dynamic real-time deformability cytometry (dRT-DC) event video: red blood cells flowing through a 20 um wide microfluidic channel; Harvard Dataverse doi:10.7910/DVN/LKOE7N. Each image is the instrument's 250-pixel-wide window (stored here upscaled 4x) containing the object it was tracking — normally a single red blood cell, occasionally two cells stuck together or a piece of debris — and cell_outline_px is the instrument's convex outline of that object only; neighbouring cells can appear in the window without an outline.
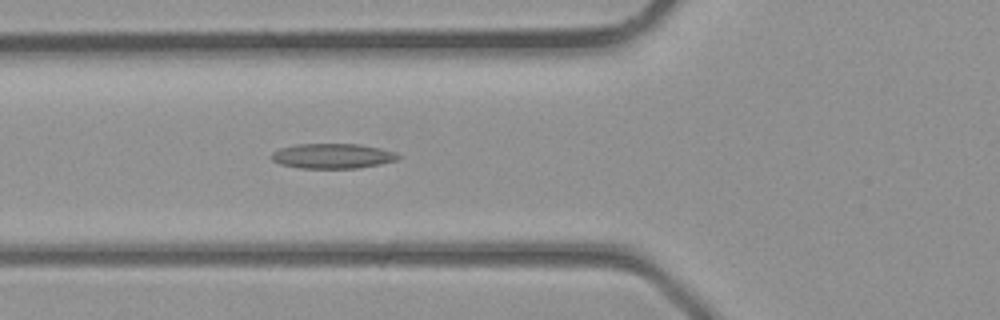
{"species": "common noctule bat (a hibernating species)", "species_latin": "Nyctalus noctula", "temperature_condition": "room temperature", "stored_images_in_passage": 38, "camera_frame_rate_fps": 3000, "um_per_image_px": 0.085, "animal": {"sex": "male", "body_mass_g": 23.1, "forearm_length_mm": 52.7}, "frame": {"image": 1, "passage_image": 14, "time_ms": 4.333, "image_size_px": [1000, 320], "cell_outline_px": [[400, 156], [396, 160], [380, 164], [356, 168], [300, 168], [280, 164], [272, 160], [272, 152], [280, 148], [296, 144], [360, 144], [380, 148], [396, 152]], "centroid_in_image_um": [28.26, 13.25], "position_along_channel_um": 97.5, "area_um2": 18.38}}
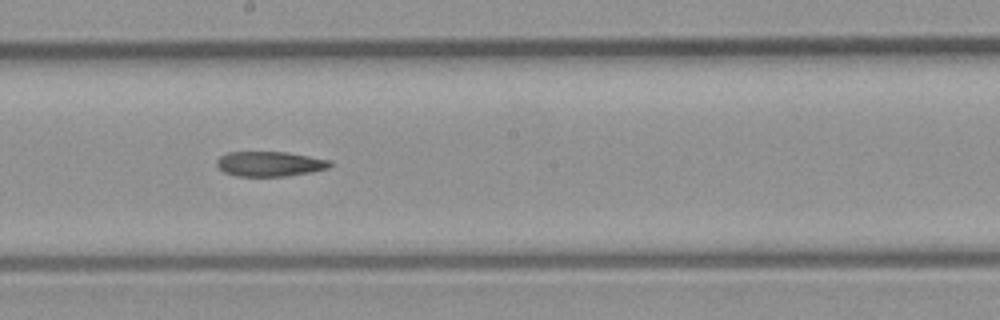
{"frame": {"image": 2, "passage_image": 21, "time_ms": 6.667, "image_size_px": [1000, 320], "cell_outline_px": [[332, 164], [328, 168], [308, 172], [284, 176], [236, 176], [224, 172], [216, 164], [216, 160], [220, 156], [228, 152], [284, 152], [332, 160]], "centroid_in_image_um": [22.91, 13.92], "position_along_channel_um": 225.3, "area_um2": 16.3}}
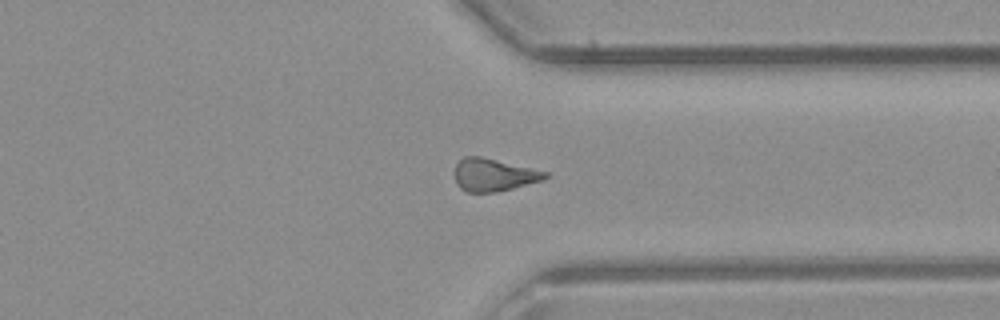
{"frame": {"image": 3, "passage_image": 29, "time_ms": 9.333, "image_size_px": [1000, 320], "cell_outline_px": [[548, 176], [544, 180], [496, 192], [468, 192], [460, 188], [456, 184], [456, 164], [464, 156], [480, 156], [548, 172]], "centroid_in_image_um": [41.96, 14.87], "position_along_channel_um": 369.4, "area_um2": 16.99}}